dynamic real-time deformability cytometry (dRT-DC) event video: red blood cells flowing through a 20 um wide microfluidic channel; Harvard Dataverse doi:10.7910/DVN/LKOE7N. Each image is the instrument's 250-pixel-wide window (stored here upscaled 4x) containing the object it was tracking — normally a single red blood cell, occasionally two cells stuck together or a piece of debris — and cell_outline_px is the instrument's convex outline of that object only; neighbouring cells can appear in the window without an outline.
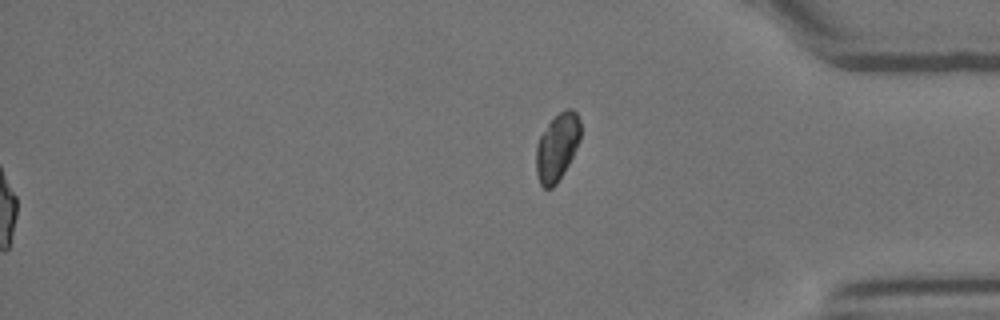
{"species": "Egyptian fruit bat (a non-hibernating species)", "species_latin": "Rousettus aegyptiacus", "temperature_condition": "room temperature", "stored_images_in_passage": 42, "segment_of_instrument_passage": [2, 2], "camera_frame_rate_fps": 3000, "um_per_image_px": 0.085, "animal": {"sex": "female"}, "frame": {"image": 1, "passage_image": 42, "time_ms": 13.667, "image_size_px": [1000, 320], "cell_outline_px": [[580, 140], [568, 164], [556, 184], [552, 188], [544, 188], [540, 184], [536, 176], [536, 144], [540, 136], [548, 124], [560, 112], [568, 108], [572, 108], [576, 112], [580, 120]], "centroid_in_image_um": [47.34, 12.51], "position_along_channel_um": 387.9, "area_um2": 17.28}}